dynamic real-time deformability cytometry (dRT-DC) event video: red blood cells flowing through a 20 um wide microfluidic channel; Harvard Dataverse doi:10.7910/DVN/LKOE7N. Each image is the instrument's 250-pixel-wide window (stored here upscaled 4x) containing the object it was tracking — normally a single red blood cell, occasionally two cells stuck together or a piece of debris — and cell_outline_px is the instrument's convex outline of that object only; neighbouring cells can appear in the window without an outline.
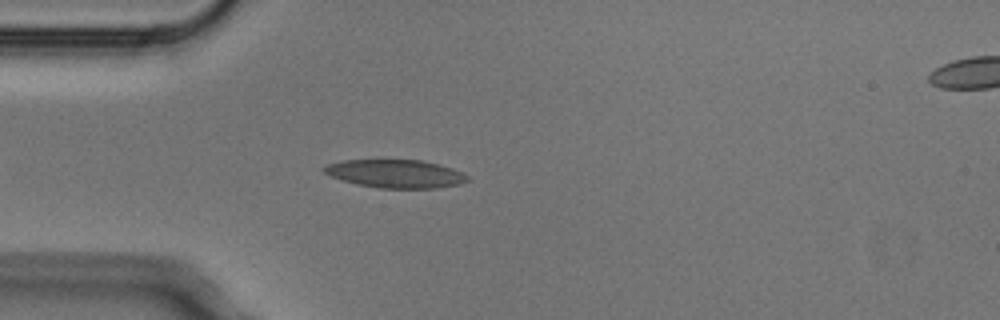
{"species": "Egyptian fruit bat (a non-hibernating species)", "species_latin": "Rousettus aegyptiacus", "temperature_condition": "cold", "stored_images_in_passage": 5, "segment_of_instrument_passage": [1, 2], "camera_frame_rate_fps": 3000, "um_per_image_px": 0.085, "animal": {"sex": "male"}, "frame": {"image": 1, "passage_image": 4, "time_ms": 1.0, "image_size_px": [1000, 320], "cell_outline_px": [[468, 180], [460, 184], [436, 188], [380, 188], [356, 184], [332, 176], [324, 172], [320, 168], [324, 164], [344, 160], [420, 160], [440, 164], [464, 172], [468, 176]], "centroid_in_image_um": [33.62, 14.76], "position_along_channel_um": 51.4, "area_um2": 23.64}}